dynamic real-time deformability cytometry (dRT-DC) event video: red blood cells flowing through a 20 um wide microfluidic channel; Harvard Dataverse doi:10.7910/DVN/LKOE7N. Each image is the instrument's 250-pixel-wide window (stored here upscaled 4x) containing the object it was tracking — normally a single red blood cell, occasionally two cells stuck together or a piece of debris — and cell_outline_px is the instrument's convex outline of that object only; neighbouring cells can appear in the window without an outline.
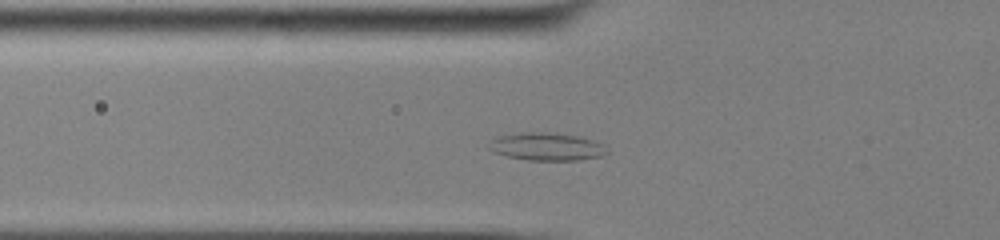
{"species": "common noctule bat (a hibernating species)", "species_latin": "Nyctalus noctula", "temperature_condition": "cold", "stored_images_in_passage": 38, "camera_frame_rate_fps": 3000, "um_per_image_px": 0.085, "animal": {"sex": "male", "body_mass_g": 13.0, "forearm_length_mm": 53.1}, "frame": {"image": 1, "passage_image": 4, "time_ms": 1.0, "image_size_px": [1000, 240], "cell_outline_px": [[608, 152], [604, 156], [580, 160], [528, 160], [508, 156], [492, 152], [488, 148], [492, 140], [500, 136], [528, 132], [544, 132], [576, 136], [592, 140], [600, 144]], "centroid_in_image_um": [46.46, 12.48], "position_along_channel_um": 79.3, "area_um2": 18.73}}
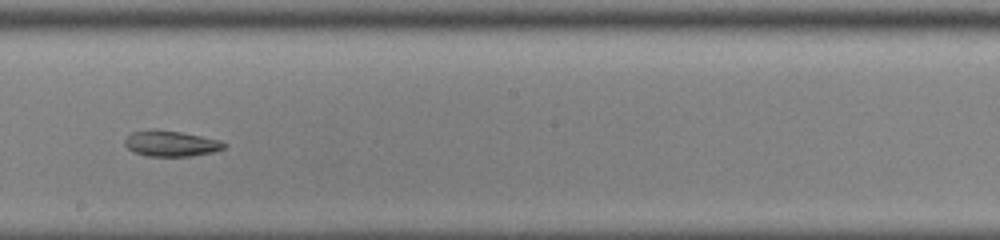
{"frame": {"image": 2, "passage_image": 16, "time_ms": 5.0, "image_size_px": [1000, 240], "cell_outline_px": [[228, 144], [224, 148], [212, 152], [192, 156], [144, 156], [132, 152], [124, 144], [124, 140], [132, 132], [148, 128], [156, 128], [180, 132], [220, 140]], "centroid_in_image_um": [14.48, 12.19], "position_along_channel_um": 233.7, "area_um2": 15.14}}
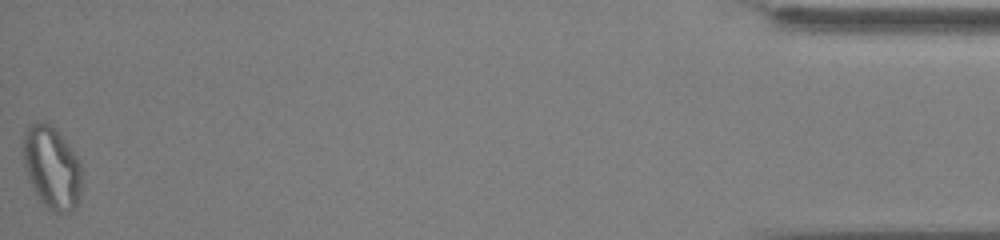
{"frame": {"image": 3, "passage_image": 38, "time_ms": 12.333, "image_size_px": [1000, 240], "cell_outline_px": [[80, 192], [76, 208], [68, 212], [52, 212], [40, 200], [32, 188], [28, 180], [24, 168], [24, 132], [28, 124], [36, 120], [44, 120], [68, 144], [80, 160]], "centroid_in_image_um": [4.38, 14.24], "position_along_channel_um": 430.8, "area_um2": 28.09}, "authors_computed_cell_mechanics": {"area_um2": 16.9065, "velocity_mm_per_s": 3.8543, "shape_relaxation_time_tau1_ms": null, "shape_relaxation_time_tau2_ms": 7.5166, "deformation_change_tau1": null, "deformation_change_tau2": 0.1464}}